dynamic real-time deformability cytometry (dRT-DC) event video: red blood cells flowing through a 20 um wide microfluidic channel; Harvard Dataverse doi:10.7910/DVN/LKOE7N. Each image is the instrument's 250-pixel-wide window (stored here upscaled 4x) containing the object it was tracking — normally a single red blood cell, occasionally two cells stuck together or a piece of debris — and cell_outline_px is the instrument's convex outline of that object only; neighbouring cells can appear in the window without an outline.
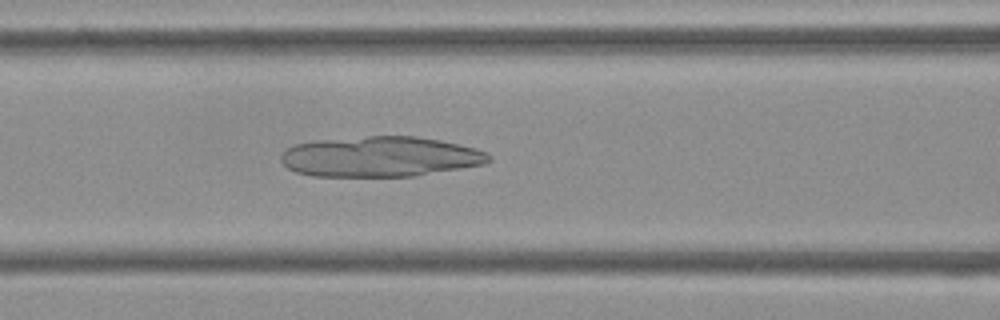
{"species": "Egyptian fruit bat (a non-hibernating species)", "species_latin": "Rousettus aegyptiacus", "temperature_condition": "cold", "stored_images_in_passage": 42, "camera_frame_rate_fps": 3000, "um_per_image_px": 0.085, "frame": {"image": 1, "passage_image": 11, "time_ms": 3.333, "image_size_px": [1000, 320], "cell_outline_px": [[492, 160], [484, 164], [412, 176], [312, 176], [296, 172], [288, 168], [280, 160], [280, 156], [288, 148], [296, 144], [316, 140], [368, 136], [416, 136], [440, 140], [476, 148], [492, 156]], "centroid_in_image_um": [32.31, 13.31], "position_along_channel_um": 134.3, "area_um2": 48.67}}
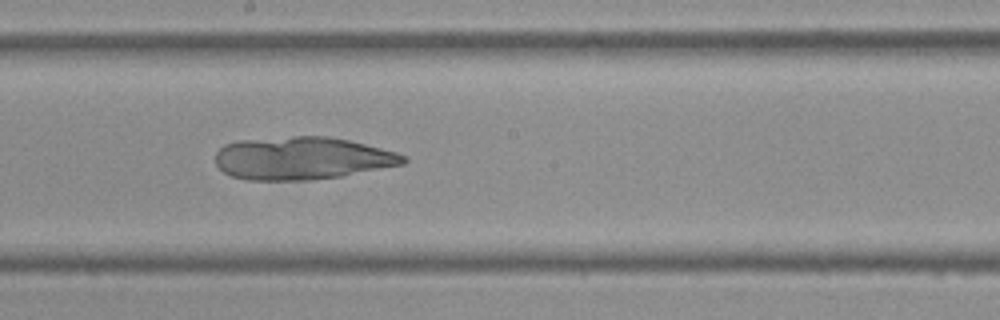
{"frame": {"image": 2, "passage_image": 18, "time_ms": 5.667, "image_size_px": [1000, 320], "cell_outline_px": [[408, 160], [404, 164], [340, 176], [304, 180], [244, 180], [232, 176], [224, 172], [216, 164], [216, 152], [224, 144], [240, 140], [296, 136], [328, 136], [348, 140], [396, 152], [408, 156]], "centroid_in_image_um": [25.67, 13.45], "position_along_channel_um": 222.5, "area_um2": 46.64}}
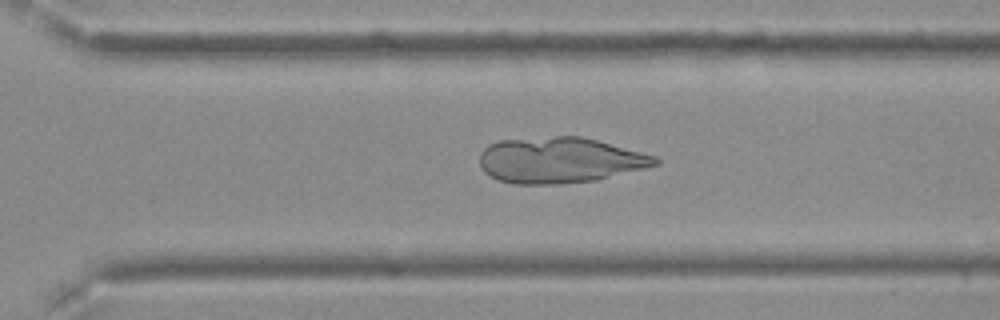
{"frame": {"image": 3, "passage_image": 26, "time_ms": 8.333, "image_size_px": [1000, 320], "cell_outline_px": [[660, 164], [596, 180], [560, 184], [512, 184], [500, 180], [484, 172], [480, 164], [480, 152], [488, 144], [500, 140], [556, 136], [580, 136], [596, 140], [656, 156], [660, 160]], "centroid_in_image_um": [47.56, 13.61], "position_along_channel_um": 323.0, "area_um2": 46.7}}